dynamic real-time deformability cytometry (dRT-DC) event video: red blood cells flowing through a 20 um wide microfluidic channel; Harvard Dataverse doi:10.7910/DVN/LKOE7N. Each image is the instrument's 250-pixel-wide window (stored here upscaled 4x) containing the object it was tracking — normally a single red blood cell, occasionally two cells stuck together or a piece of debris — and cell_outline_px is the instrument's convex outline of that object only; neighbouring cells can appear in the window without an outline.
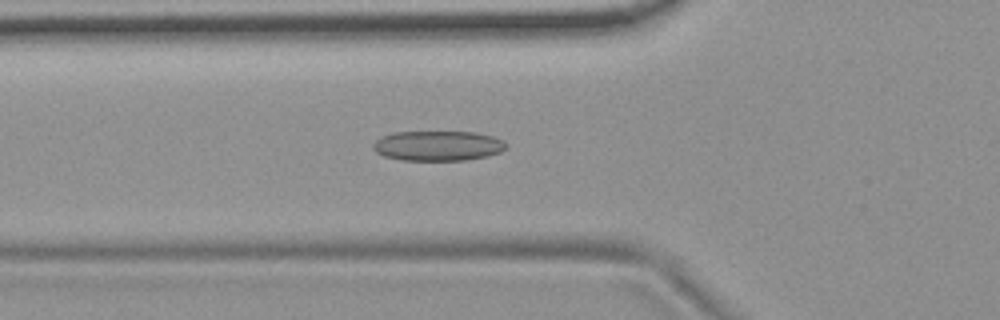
{"species": "common noctule bat (a hibernating species)", "species_latin": "Nyctalus noctula", "temperature_condition": "room temperature", "stored_images_in_passage": 53, "camera_frame_rate_fps": 3000, "um_per_image_px": 0.085, "animal": {"sex": "female", "body_mass_g": 19.9}, "frame": {"image": 1, "passage_image": 18, "time_ms": 5.667, "image_size_px": [1000, 320], "cell_outline_px": [[508, 144], [500, 152], [488, 156], [464, 160], [400, 160], [384, 156], [376, 152], [372, 148], [372, 144], [380, 136], [392, 132], [476, 132], [492, 136], [504, 140]], "centroid_in_image_um": [37.2, 12.38], "position_along_channel_um": 88.6, "area_um2": 23.41}}
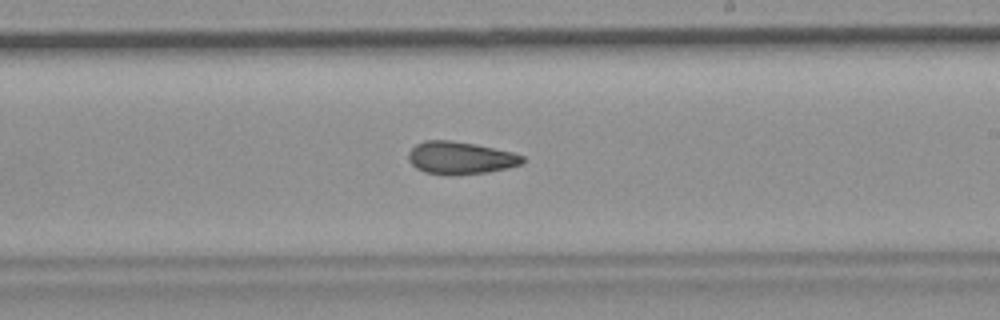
{"frame": {"image": 2, "passage_image": 31, "time_ms": 10.0, "image_size_px": [1000, 320], "cell_outline_px": [[524, 160], [520, 164], [508, 168], [488, 172], [424, 172], [416, 168], [408, 160], [408, 152], [416, 144], [424, 140], [452, 140], [476, 144], [512, 152], [524, 156]], "centroid_in_image_um": [39.13, 13.37], "position_along_channel_um": 249.9, "area_um2": 20.92}}
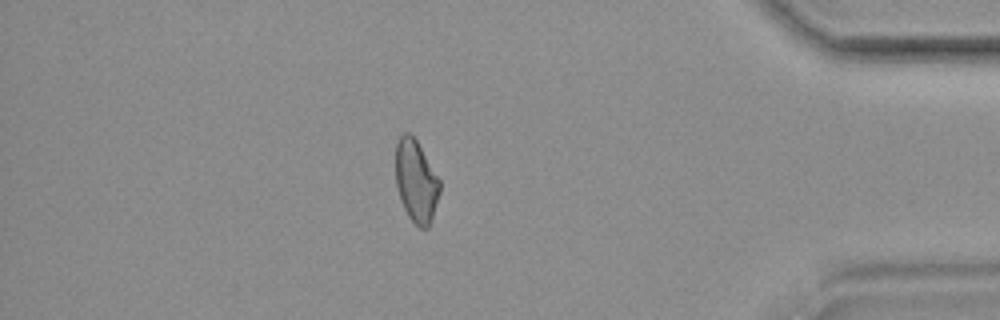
{"frame": {"image": 3, "passage_image": 46, "time_ms": 15.0, "image_size_px": [1000, 320], "cell_outline_px": [[440, 192], [432, 220], [428, 228], [420, 228], [408, 216], [400, 200], [396, 184], [396, 144], [400, 136], [404, 132], [408, 132], [416, 140], [440, 180]], "centroid_in_image_um": [35.37, 15.42], "position_along_channel_um": 399.8, "area_um2": 21.04}, "authors_computed_cell_mechanics": {"area_um2": 22.1952, "velocity_mm_per_s": 3.7226, "shape_relaxation_time_tau1_ms": null, "shape_relaxation_time_tau2_ms": 4.1556, "deformation_change_tau1": null, "deformation_change_tau2": 0.1125}}